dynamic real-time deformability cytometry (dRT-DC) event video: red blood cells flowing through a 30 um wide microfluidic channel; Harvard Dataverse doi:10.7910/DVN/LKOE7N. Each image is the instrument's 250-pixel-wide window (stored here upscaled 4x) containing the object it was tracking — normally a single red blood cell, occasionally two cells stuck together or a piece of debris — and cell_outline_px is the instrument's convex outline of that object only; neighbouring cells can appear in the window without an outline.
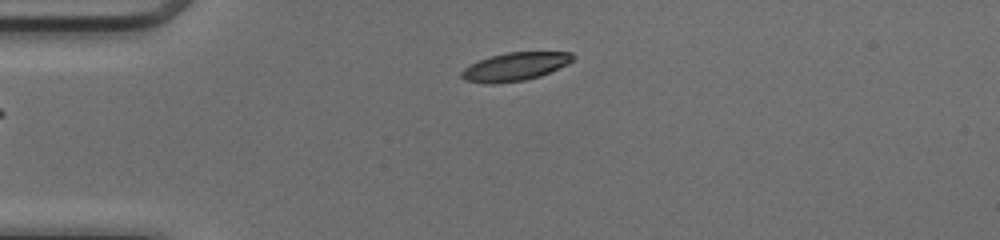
{"species": "common noctule bat (a hibernating species)", "species_latin": "Nyctalus noctula", "temperature_condition": "cold", "stored_images_in_passage": 39, "camera_frame_rate_fps": 3000, "um_per_image_px": 0.085, "animal": {"sex": "female", "body_mass_g": 17.0, "forearm_length_mm": 48.0}, "frame": {"image": 1, "passage_image": 1, "time_ms": 0.0, "image_size_px": [1000, 240], "cell_outline_px": [[576, 56], [568, 64], [540, 76], [524, 80], [492, 84], [488, 84], [464, 80], [460, 76], [460, 72], [464, 68], [480, 60], [492, 56], [508, 52], [572, 52]], "centroid_in_image_um": [43.78, 5.67], "position_along_channel_um": 41.2, "area_um2": 18.21}}
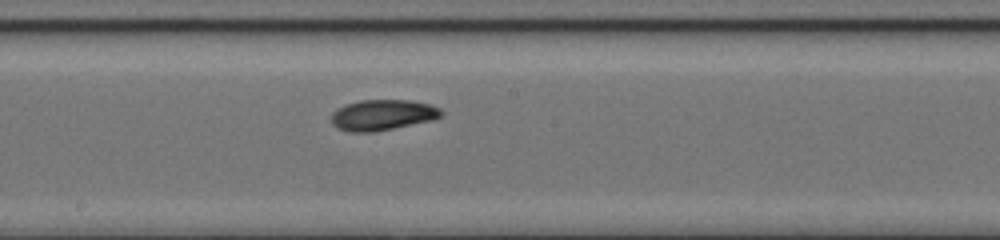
{"frame": {"image": 2, "passage_image": 16, "time_ms": 5.0, "image_size_px": [1000, 240], "cell_outline_px": [[444, 112], [440, 116], [432, 120], [372, 132], [348, 132], [336, 128], [332, 124], [332, 112], [336, 108], [360, 100], [412, 100], [428, 104], [440, 108]], "centroid_in_image_um": [32.49, 9.77], "position_along_channel_um": 215.7, "area_um2": 19.59}}
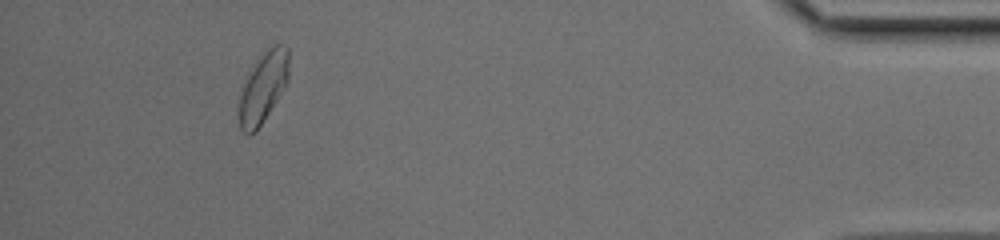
{"frame": {"image": 3, "passage_image": 35, "time_ms": 11.333, "image_size_px": [1000, 240], "cell_outline_px": [[288, 80], [284, 88], [260, 124], [248, 136], [240, 128], [240, 96], [244, 84], [260, 52], [272, 44], [284, 44], [288, 48]], "centroid_in_image_um": [22.39, 7.32], "position_along_channel_um": 412.8, "area_um2": 19.94}, "authors_computed_cell_mechanics": {"area_um2": 19.363, "velocity_mm_per_s": 4.1033, "shape_relaxation_time_tau1_ms": 6.9795, "shape_relaxation_time_tau2_ms": 10.0778, "deformation_change_tau1": 0.1717, "deformation_change_tau2": 0.1589}}